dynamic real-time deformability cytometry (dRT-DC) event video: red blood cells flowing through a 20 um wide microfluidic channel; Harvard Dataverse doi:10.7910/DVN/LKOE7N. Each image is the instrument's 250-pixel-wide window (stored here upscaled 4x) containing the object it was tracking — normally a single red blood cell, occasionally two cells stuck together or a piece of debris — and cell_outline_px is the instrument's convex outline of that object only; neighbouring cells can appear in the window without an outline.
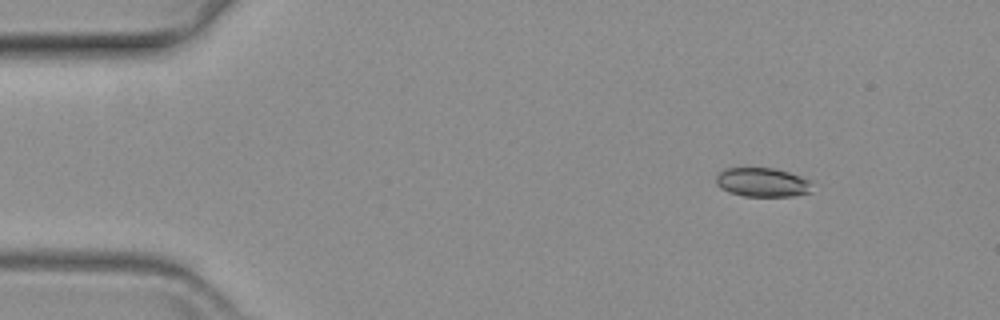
{"species": "common noctule bat (a hibernating species)", "species_latin": "Nyctalus noctula", "temperature_condition": "warm", "stored_images_in_passage": 51, "camera_frame_rate_fps": 3000, "um_per_image_px": 0.085, "animal": {"sex": "female", "body_mass_g": 19.3, "forearm_length_mm": 54.1}, "frame": {"image": 1, "passage_image": 1, "time_ms": 0.0, "image_size_px": [1000, 320], "cell_outline_px": [[820, 184], [812, 192], [792, 196], [744, 196], [728, 192], [720, 188], [716, 184], [716, 176], [724, 168], [776, 168], [812, 180]], "centroid_in_image_um": [64.91, 15.5], "position_along_channel_um": 20.1, "area_um2": 16.82}}
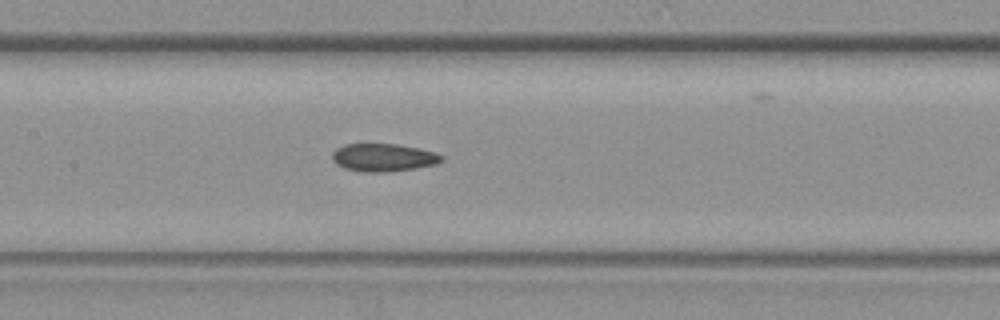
{"frame": {"image": 2, "passage_image": 22, "time_ms": 7.0, "image_size_px": [1000, 320], "cell_outline_px": [[444, 160], [436, 164], [416, 168], [384, 172], [364, 172], [344, 168], [336, 164], [332, 160], [332, 152], [336, 148], [344, 144], [396, 144], [420, 148], [436, 152], [444, 156]], "centroid_in_image_um": [32.6, 13.38], "position_along_channel_um": 174.8, "area_um2": 17.92}}
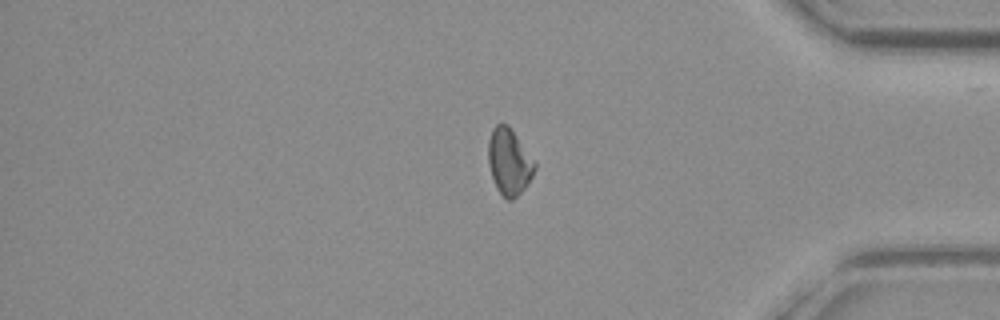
{"frame": {"image": 3, "passage_image": 43, "time_ms": 14.0, "image_size_px": [1000, 320], "cell_outline_px": [[536, 168], [532, 176], [524, 188], [512, 200], [508, 200], [496, 188], [488, 164], [488, 140], [492, 128], [496, 124], [508, 124], [536, 160]], "centroid_in_image_um": [43.28, 13.71], "position_along_channel_um": 391.9, "area_um2": 18.09}}